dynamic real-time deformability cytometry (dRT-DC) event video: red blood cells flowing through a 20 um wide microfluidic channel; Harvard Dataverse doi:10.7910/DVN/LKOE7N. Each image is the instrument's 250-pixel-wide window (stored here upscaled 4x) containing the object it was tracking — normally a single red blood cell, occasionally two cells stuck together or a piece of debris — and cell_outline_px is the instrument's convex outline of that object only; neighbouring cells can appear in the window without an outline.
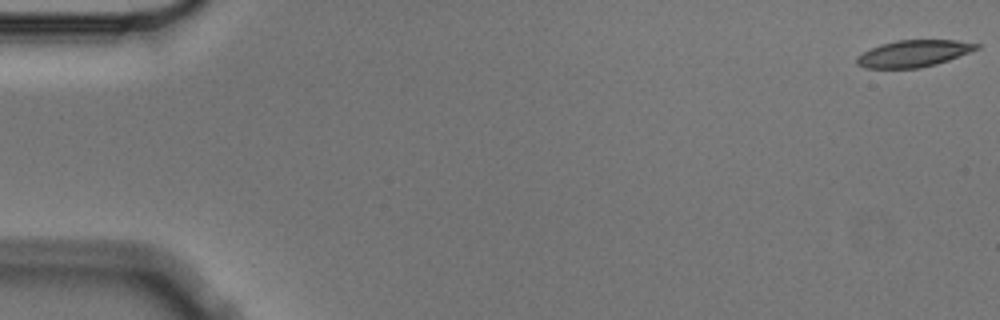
{"species": "Egyptian fruit bat (a non-hibernating species)", "species_latin": "Rousettus aegyptiacus", "temperature_condition": "cold", "stored_images_in_passage": 6, "camera_frame_rate_fps": 3000, "um_per_image_px": 0.085, "animal": {"sex": "male"}, "frame": {"image": 1, "passage_image": 1, "time_ms": 0.0, "image_size_px": [1000, 320], "cell_outline_px": [[980, 48], [948, 60], [936, 64], [920, 68], [864, 68], [856, 64], [856, 56], [880, 44], [896, 40], [956, 40], [980, 44]], "centroid_in_image_um": [77.64, 4.55], "position_along_channel_um": 7.4, "area_um2": 18.67}}